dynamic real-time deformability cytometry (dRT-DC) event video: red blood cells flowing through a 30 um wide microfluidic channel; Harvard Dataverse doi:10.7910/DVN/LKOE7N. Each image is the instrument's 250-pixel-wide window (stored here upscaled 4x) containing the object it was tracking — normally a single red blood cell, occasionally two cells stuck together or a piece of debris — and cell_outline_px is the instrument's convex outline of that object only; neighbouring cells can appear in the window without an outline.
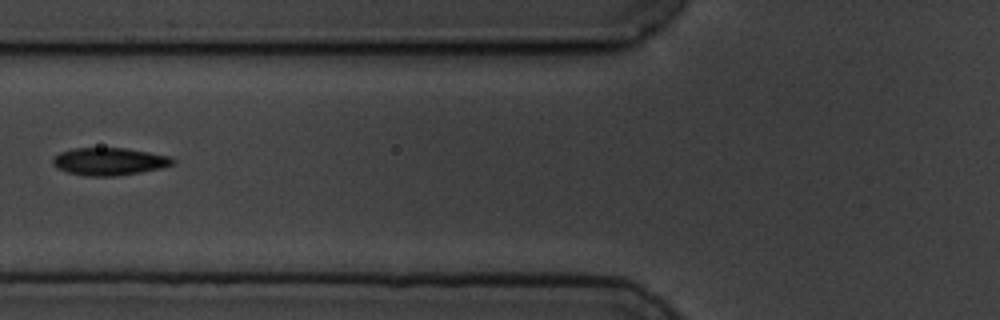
{"species": "common noctule bat (a hibernating species)", "species_latin": "Nyctalus noctula", "temperature_condition": "cold", "stored_images_in_passage": 3, "camera_frame_rate_fps": 3000, "um_per_image_px": 0.085, "animal": {"sex": "male", "body_mass_g": 19.5, "forearm_length_mm": 54.6}, "frame": {"image": 1, "passage_image": 3, "time_ms": 2.333, "image_size_px": [1000, 320], "cell_outline_px": [[176, 160], [172, 164], [160, 168], [140, 172], [116, 176], [84, 176], [68, 172], [56, 168], [52, 164], [52, 160], [60, 152], [76, 148], [124, 148], [148, 152], [168, 156]], "centroid_in_image_um": [9.26, 13.73], "position_along_channel_um": 116.5, "area_um2": 19.07}}